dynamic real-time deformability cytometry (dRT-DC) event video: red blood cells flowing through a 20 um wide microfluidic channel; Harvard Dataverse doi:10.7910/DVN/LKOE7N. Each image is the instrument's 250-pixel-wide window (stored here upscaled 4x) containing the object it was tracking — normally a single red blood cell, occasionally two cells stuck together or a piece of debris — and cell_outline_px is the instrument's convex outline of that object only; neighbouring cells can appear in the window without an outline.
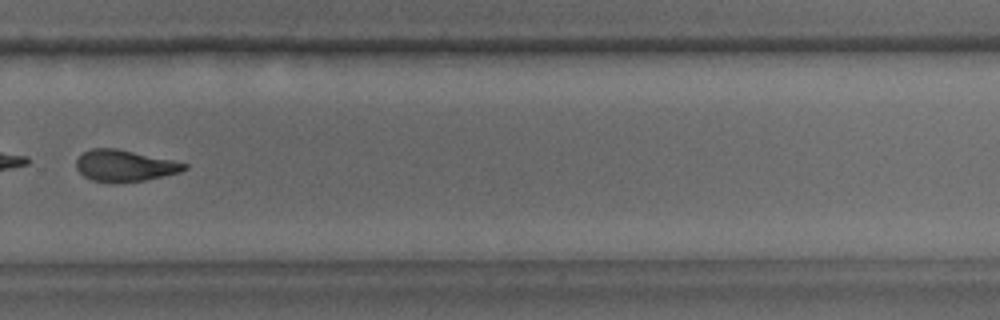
{"species": "common noctule bat (a hibernating species)", "species_latin": "Nyctalus noctula", "temperature_condition": "warm", "stored_images_in_passage": 39, "camera_frame_rate_fps": 3000, "um_per_image_px": 0.085, "animal": {"sex": "male", "body_mass_g": 15.6}, "frame": {"image": 1, "passage_image": 28, "time_ms": 9.0, "image_size_px": [1000, 320], "cell_outline_px": [[188, 168], [180, 172], [144, 180], [92, 180], [84, 176], [76, 168], [76, 160], [84, 152], [92, 148], [116, 148], [172, 160], [188, 164]], "centroid_in_image_um": [10.6, 14.04], "position_along_channel_um": 319.2, "area_um2": 19.07}}